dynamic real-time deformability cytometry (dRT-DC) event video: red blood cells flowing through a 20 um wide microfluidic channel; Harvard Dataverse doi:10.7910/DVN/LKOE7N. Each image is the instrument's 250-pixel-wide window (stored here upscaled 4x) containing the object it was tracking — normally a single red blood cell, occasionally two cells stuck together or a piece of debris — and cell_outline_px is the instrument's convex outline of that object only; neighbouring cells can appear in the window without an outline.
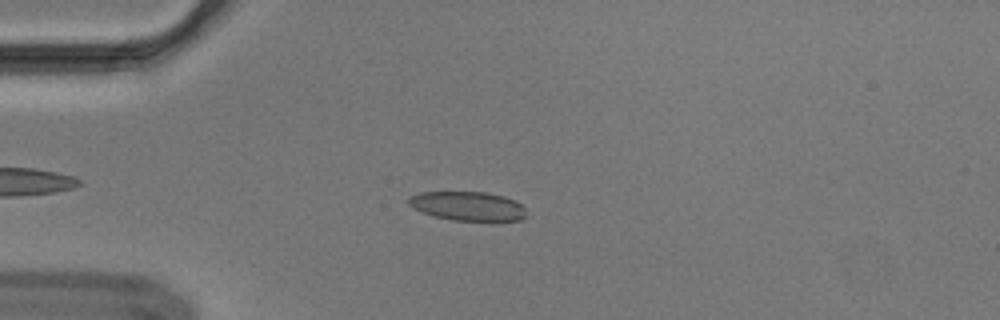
{"species": "Egyptian fruit bat (a non-hibernating species)", "species_latin": "Rousettus aegyptiacus", "temperature_condition": "cold", "stored_images_in_passage": 49, "segment_of_instrument_passage": [1, 2], "camera_frame_rate_fps": 3000, "um_per_image_px": 0.085, "animal": {"sex": "male"}, "frame": {"image": 1, "passage_image": 9, "time_ms": 2.667, "image_size_px": [1000, 320], "cell_outline_px": [[524, 216], [520, 220], [488, 224], [452, 220], [432, 216], [420, 212], [412, 208], [408, 204], [408, 196], [420, 192], [484, 192], [504, 196], [516, 200], [524, 208]], "centroid_in_image_um": [39.76, 17.57], "position_along_channel_um": 45.2, "area_um2": 20.92}}
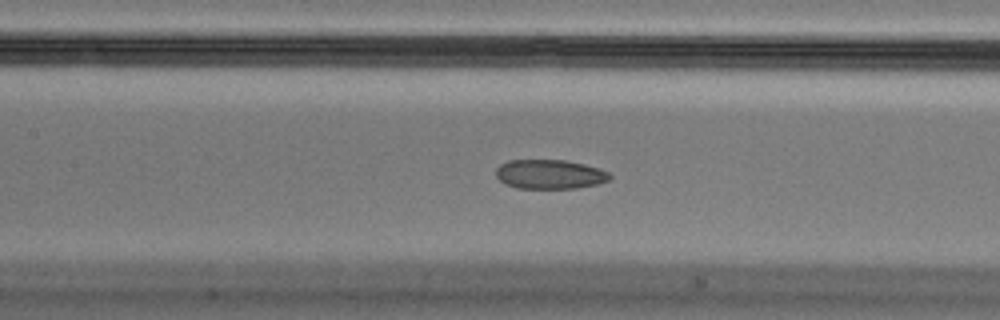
{"frame": {"image": 2, "passage_image": 20, "time_ms": 6.333, "image_size_px": [1000, 320], "cell_outline_px": [[612, 176], [608, 180], [596, 184], [576, 188], [516, 188], [504, 184], [496, 176], [496, 168], [500, 164], [508, 160], [564, 160], [584, 164], [608, 172]], "centroid_in_image_um": [46.68, 14.81], "position_along_channel_um": 160.7, "area_um2": 19.36}}
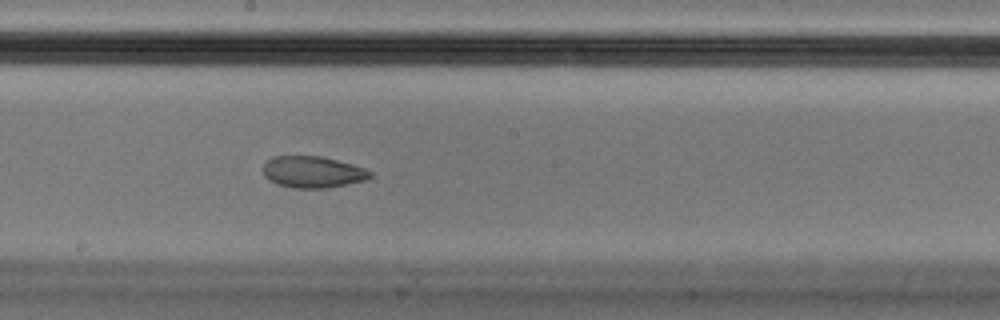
{"frame": {"image": 3, "passage_image": 25, "time_ms": 8.0, "image_size_px": [1000, 320], "cell_outline_px": [[372, 176], [364, 180], [328, 188], [292, 188], [276, 184], [268, 180], [264, 176], [264, 164], [272, 156], [320, 156], [352, 164], [364, 168], [372, 172]], "centroid_in_image_um": [26.55, 14.62], "position_along_channel_um": 221.6, "area_um2": 19.65}}